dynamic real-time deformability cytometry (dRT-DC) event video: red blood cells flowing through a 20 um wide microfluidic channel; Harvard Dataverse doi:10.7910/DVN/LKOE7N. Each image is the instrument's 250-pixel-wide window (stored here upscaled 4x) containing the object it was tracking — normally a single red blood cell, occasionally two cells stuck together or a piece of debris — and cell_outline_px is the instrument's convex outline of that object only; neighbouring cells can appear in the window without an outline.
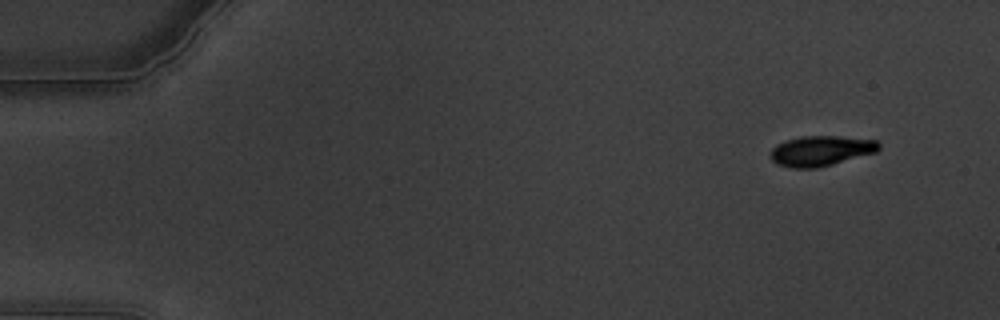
{"species": "common noctule bat (a hibernating species)", "species_latin": "Nyctalus noctula", "temperature_condition": "warm", "stored_images_in_passage": 63, "camera_frame_rate_fps": 3000, "um_per_image_px": 0.085, "animal": {"sex": "male", "body_mass_g": 19.5, "forearm_length_mm": 54.6}, "frame": {"image": 1, "passage_image": 6, "time_ms": 1.667, "image_size_px": [1000, 320], "cell_outline_px": [[880, 148], [876, 152], [820, 168], [792, 168], [776, 164], [772, 160], [772, 148], [776, 144], [784, 140], [800, 136], [836, 136], [876, 140], [880, 144]], "centroid_in_image_um": [69.77, 12.82], "position_along_channel_um": 15.2, "area_um2": 19.19}}
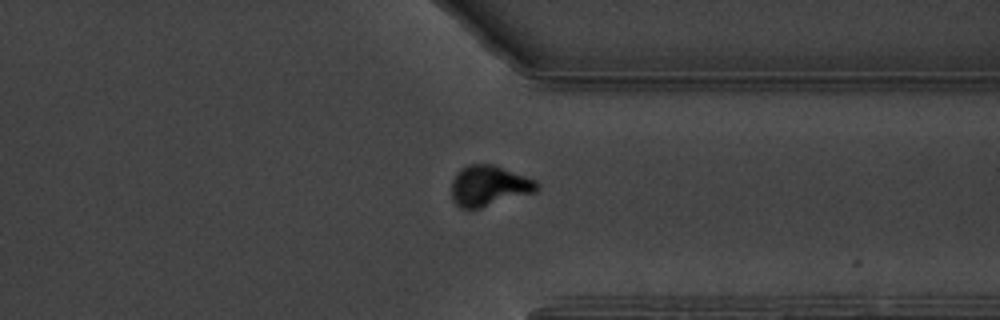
{"frame": {"image": 2, "passage_image": 49, "time_ms": 16.0, "image_size_px": [1000, 320], "cell_outline_px": [[540, 188], [536, 192], [480, 208], [460, 208], [452, 200], [452, 180], [456, 172], [460, 168], [468, 164], [492, 164], [536, 180], [540, 184]], "centroid_in_image_um": [41.56, 15.79], "position_along_channel_um": 369.8, "area_um2": 20.29}}
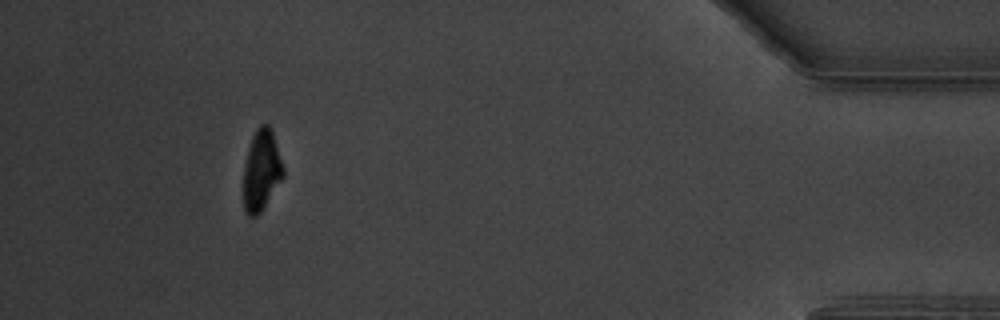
{"frame": {"image": 3, "passage_image": 58, "time_ms": 19.0, "image_size_px": [1000, 320], "cell_outline_px": [[284, 176], [260, 212], [256, 216], [248, 216], [244, 212], [244, 164], [248, 148], [252, 136], [256, 128], [260, 124], [268, 124], [272, 132], [284, 168]], "centroid_in_image_um": [22.21, 14.47], "position_along_channel_um": 413.0, "area_um2": 18.55}, "authors_computed_cell_mechanics": {"area_um2": 20.1722, "velocity_mm_per_s": 3.3169, "shape_relaxation_time_tau1_ms": 2.5548, "shape_relaxation_time_tau2_ms": 1.7602, "deformation_change_tau1": 0.1407, "deformation_change_tau2": 0.0457}}